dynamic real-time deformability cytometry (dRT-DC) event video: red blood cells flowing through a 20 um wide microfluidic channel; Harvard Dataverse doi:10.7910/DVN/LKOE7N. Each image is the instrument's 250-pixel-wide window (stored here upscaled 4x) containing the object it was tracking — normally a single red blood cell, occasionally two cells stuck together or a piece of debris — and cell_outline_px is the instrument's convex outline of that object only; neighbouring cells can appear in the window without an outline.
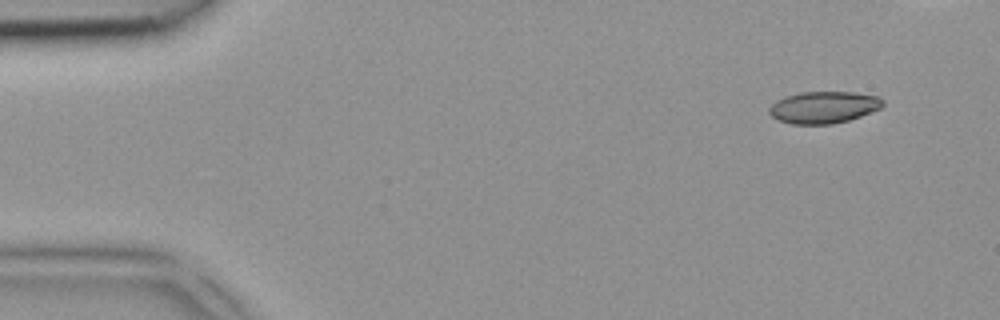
{"species": "common noctule bat (a hibernating species)", "species_latin": "Nyctalus noctula", "temperature_condition": "room temperature", "stored_images_in_passage": 4, "camera_frame_rate_fps": 3000, "um_per_image_px": 0.085, "animal": {"sex": "female", "body_mass_g": 18.4}, "frame": {"image": 1, "passage_image": 1, "time_ms": 0.0, "image_size_px": [1000, 320], "cell_outline_px": [[884, 104], [880, 108], [860, 116], [848, 120], [832, 124], [792, 124], [776, 120], [768, 112], [768, 108], [776, 100], [784, 96], [800, 92], [852, 92], [880, 96], [884, 100]], "centroid_in_image_um": [69.99, 9.11], "position_along_channel_um": 15.0, "area_um2": 21.27}}